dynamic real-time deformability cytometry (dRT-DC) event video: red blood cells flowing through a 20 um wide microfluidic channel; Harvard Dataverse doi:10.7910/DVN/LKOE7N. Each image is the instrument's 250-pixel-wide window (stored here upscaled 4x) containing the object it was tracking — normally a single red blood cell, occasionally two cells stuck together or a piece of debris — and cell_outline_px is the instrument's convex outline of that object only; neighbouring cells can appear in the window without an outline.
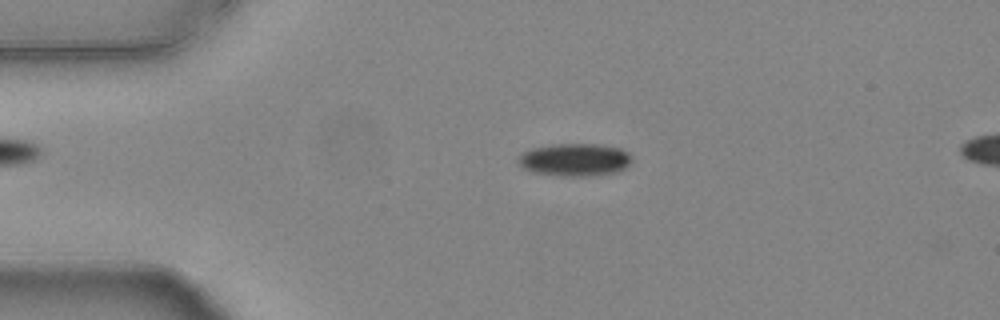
{"species": "common noctule bat (a hibernating species)", "species_latin": "Nyctalus noctula", "temperature_condition": "warm", "stored_images_in_passage": 51, "camera_frame_rate_fps": 3000, "um_per_image_px": 0.085, "animal": {"sex": "female", "body_mass_g": 24.6, "forearm_length_mm": 56.2}, "frame": {"image": 1, "passage_image": 9, "time_ms": 2.667, "image_size_px": [1000, 320], "cell_outline_px": [[632, 160], [624, 168], [616, 172], [592, 176], [560, 176], [532, 172], [524, 168], [516, 160], [524, 152], [532, 148], [552, 144], [600, 144], [620, 148], [628, 152], [632, 156]], "centroid_in_image_um": [48.87, 13.58], "position_along_channel_um": 36.1, "area_um2": 21.73}}
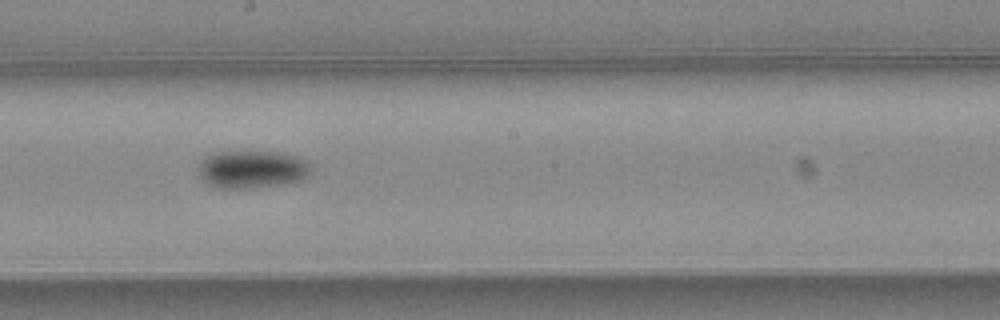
{"frame": {"image": 2, "passage_image": 27, "time_ms": 8.667, "image_size_px": [1000, 320], "cell_outline_px": [[312, 172], [304, 180], [280, 184], [252, 188], [216, 188], [200, 180], [200, 164], [208, 156], [216, 152], [280, 152], [300, 156], [308, 160], [312, 168]], "centroid_in_image_um": [21.51, 14.4], "position_along_channel_um": 226.7, "area_um2": 24.97}}
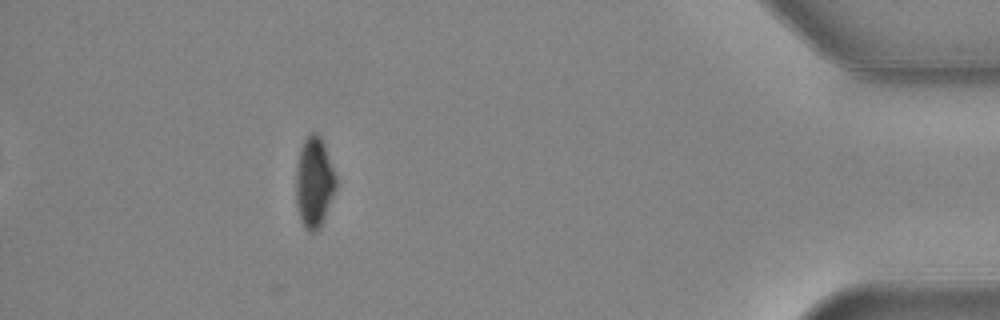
{"frame": {"image": 3, "passage_image": 46, "time_ms": 15.0, "image_size_px": [1000, 320], "cell_outline_px": [[336, 188], [324, 220], [320, 228], [316, 232], [308, 232], [304, 228], [300, 220], [296, 204], [296, 164], [300, 148], [308, 132], [316, 132], [324, 140], [336, 176]], "centroid_in_image_um": [26.7, 15.48], "position_along_channel_um": 408.5, "area_um2": 21.68}, "authors_computed_cell_mechanics": {"area_um2": 22.4842, "velocity_mm_per_s": 3.7831, "shape_relaxation_time_tau1_ms": 4.4393, "shape_relaxation_time_tau2_ms": null, "deformation_change_tau1": 0.1496, "deformation_change_tau2": null}}